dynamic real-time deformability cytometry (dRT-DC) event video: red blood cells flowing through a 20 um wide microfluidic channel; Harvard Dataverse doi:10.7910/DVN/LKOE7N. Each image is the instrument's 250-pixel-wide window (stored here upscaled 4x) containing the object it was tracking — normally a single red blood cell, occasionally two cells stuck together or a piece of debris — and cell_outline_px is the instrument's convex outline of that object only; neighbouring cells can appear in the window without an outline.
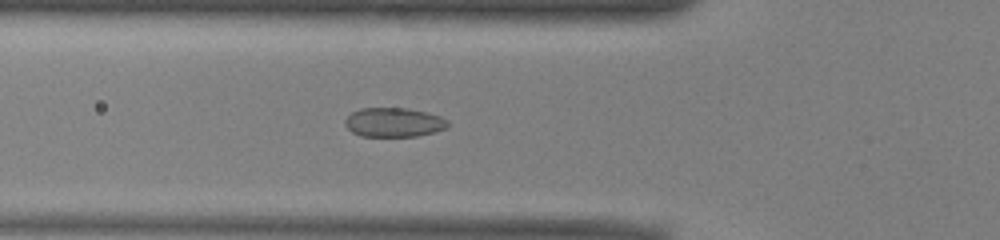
{"species": "common noctule bat (a hibernating species)", "species_latin": "Nyctalus noctula", "temperature_condition": "warm", "stored_images_in_passage": 36, "camera_frame_rate_fps": 3000, "um_per_image_px": 0.085, "animal": {"sex": "male", "body_mass_g": 13.0, "forearm_length_mm": 53.1}, "frame": {"image": 1, "passage_image": 2, "time_ms": 0.333, "image_size_px": [1000, 240], "cell_outline_px": [[448, 128], [436, 132], [416, 136], [360, 136], [352, 132], [344, 124], [344, 120], [352, 112], [360, 108], [408, 108], [440, 116], [448, 120]], "centroid_in_image_um": [33.48, 10.4], "position_along_channel_um": 92.3, "area_um2": 17.57}}
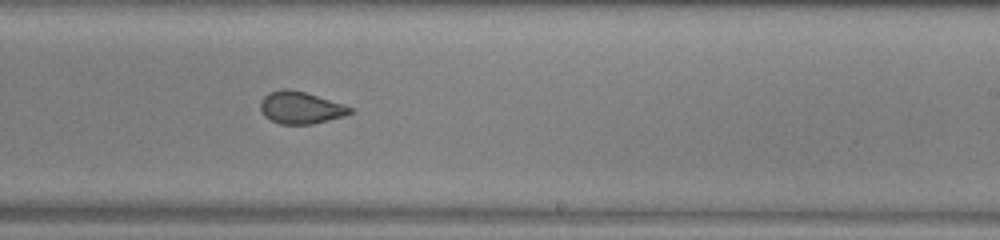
{"frame": {"image": 2, "passage_image": 15, "time_ms": 4.667, "image_size_px": [1000, 240], "cell_outline_px": [[356, 112], [344, 116], [312, 124], [280, 124], [264, 116], [260, 108], [260, 100], [268, 92], [280, 88], [288, 88], [304, 92], [344, 104], [352, 108]], "centroid_in_image_um": [25.55, 9.14], "position_along_channel_um": 263.5, "area_um2": 16.94}}
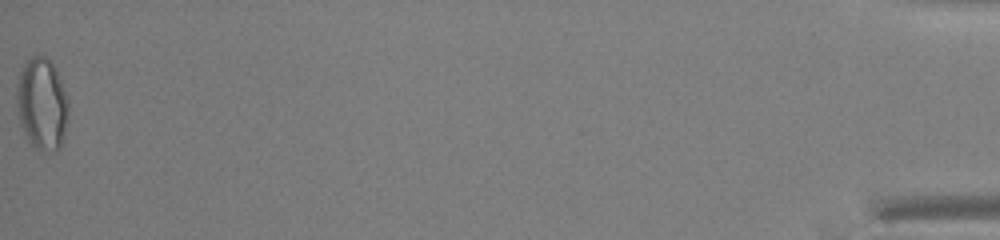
{"frame": {"image": 3, "passage_image": 36, "time_ms": 11.667, "image_size_px": [1000, 240], "cell_outline_px": [[68, 120], [60, 148], [52, 152], [40, 152], [28, 140], [20, 124], [16, 104], [16, 84], [24, 60], [32, 56], [44, 56], [56, 68], [60, 76], [68, 100]], "centroid_in_image_um": [3.56, 8.84], "position_along_channel_um": 431.6, "area_um2": 28.26}}